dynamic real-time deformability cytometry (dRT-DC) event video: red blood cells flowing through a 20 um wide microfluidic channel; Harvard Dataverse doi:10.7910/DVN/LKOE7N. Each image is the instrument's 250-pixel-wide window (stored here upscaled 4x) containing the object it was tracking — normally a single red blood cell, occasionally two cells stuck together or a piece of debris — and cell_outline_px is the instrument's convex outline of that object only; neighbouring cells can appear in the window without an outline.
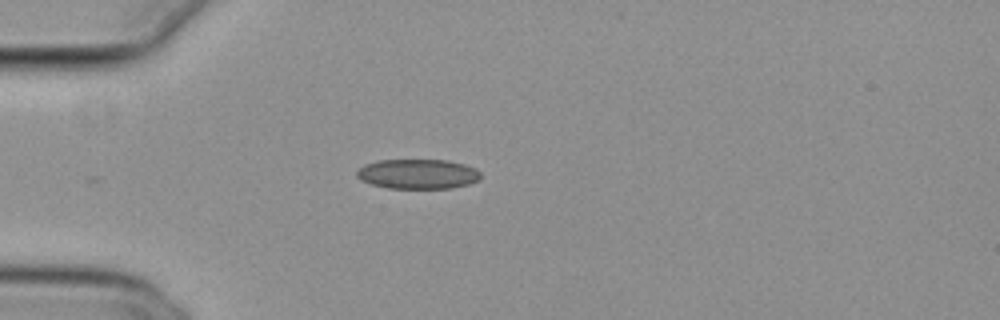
{"species": "common noctule bat (a hibernating species)", "species_latin": "Nyctalus noctula", "temperature_condition": "cold", "stored_images_in_passage": 7, "camera_frame_rate_fps": 3000, "um_per_image_px": 0.085, "animal": {"sex": "female", "body_mass_g": 29.2, "forearm_length_mm": 56.3}, "frame": {"image": 1, "passage_image": 1, "time_ms": 0.0, "image_size_px": [1000, 320], "cell_outline_px": [[480, 180], [468, 184], [452, 188], [388, 188], [372, 184], [360, 180], [356, 176], [356, 172], [364, 164], [380, 160], [448, 160], [464, 164], [476, 168], [480, 172]], "centroid_in_image_um": [35.52, 14.79], "position_along_channel_um": 49.5, "area_um2": 21.56}}
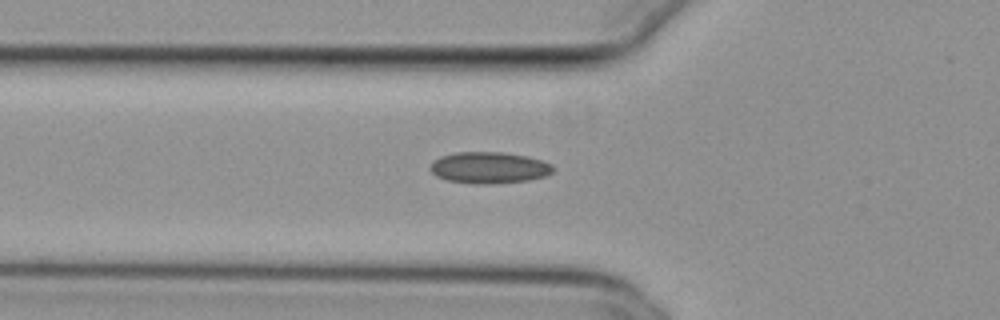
{"frame": {"image": 2, "passage_image": 5, "time_ms": 1.333, "image_size_px": [1000, 320], "cell_outline_px": [[556, 168], [552, 172], [544, 176], [528, 180], [492, 184], [476, 184], [448, 180], [436, 176], [428, 168], [440, 156], [456, 152], [504, 152], [528, 156], [552, 164]], "centroid_in_image_um": [41.59, 14.25], "position_along_channel_um": 84.2, "area_um2": 22.54}}